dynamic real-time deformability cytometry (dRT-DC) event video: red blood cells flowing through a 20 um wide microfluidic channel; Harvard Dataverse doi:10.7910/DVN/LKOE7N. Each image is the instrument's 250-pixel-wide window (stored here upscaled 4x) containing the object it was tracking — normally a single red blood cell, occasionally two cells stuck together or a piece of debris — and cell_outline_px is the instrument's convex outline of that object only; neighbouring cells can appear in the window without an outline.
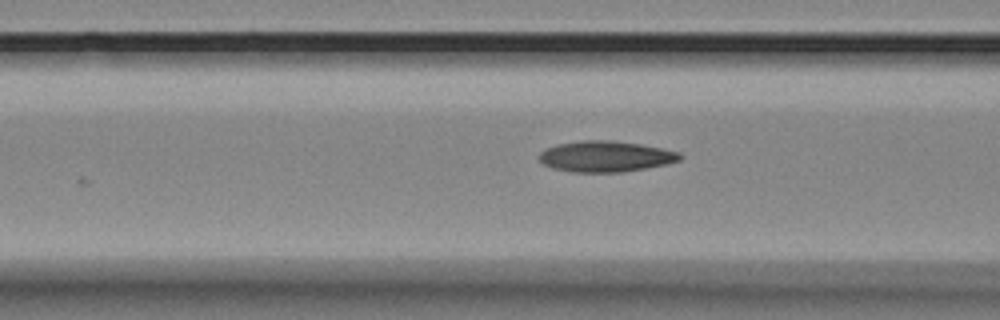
{"species": "Egyptian fruit bat (a non-hibernating species)", "species_latin": "Rousettus aegyptiacus", "temperature_condition": "room temperature", "stored_images_in_passage": 6, "camera_frame_rate_fps": 3000, "um_per_image_px": 0.085, "animal": {"sex": "female"}, "frame": {"image": 1, "passage_image": 6, "time_ms": 7.0, "image_size_px": [1000, 320], "cell_outline_px": [[684, 156], [680, 160], [664, 164], [644, 168], [620, 172], [572, 172], [552, 168], [544, 164], [540, 160], [540, 152], [548, 148], [560, 144], [580, 140], [612, 140], [640, 144], [680, 152]], "centroid_in_image_um": [51.49, 13.29], "position_along_channel_um": 115.1, "area_um2": 25.09}}